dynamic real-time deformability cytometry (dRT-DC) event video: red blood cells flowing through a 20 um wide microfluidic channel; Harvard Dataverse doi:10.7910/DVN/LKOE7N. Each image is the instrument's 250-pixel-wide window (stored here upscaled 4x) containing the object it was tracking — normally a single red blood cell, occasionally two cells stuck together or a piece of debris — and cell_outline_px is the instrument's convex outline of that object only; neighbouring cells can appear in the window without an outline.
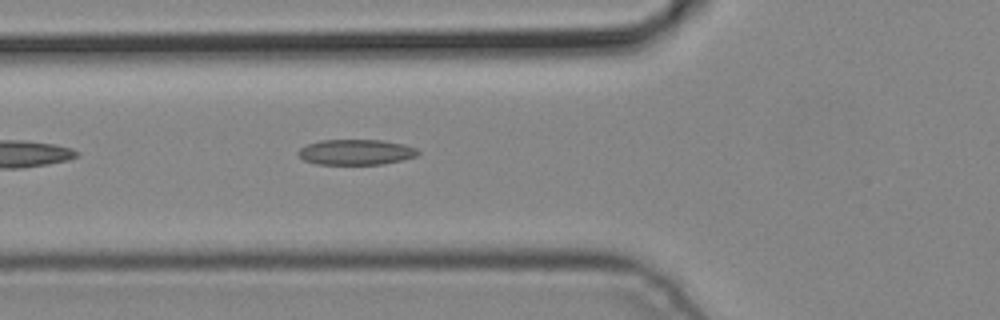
{"species": "common noctule bat (a hibernating species)", "species_latin": "Nyctalus noctula", "temperature_condition": "cold", "stored_images_in_passage": 4, "camera_frame_rate_fps": 3000, "um_per_image_px": 0.085, "animal": {"sex": "male", "body_mass_g": 19.2, "forearm_length_mm": 51.8}, "frame": {"image": 1, "passage_image": 4, "time_ms": 1.0, "image_size_px": [1000, 320], "cell_outline_px": [[420, 152], [416, 156], [384, 164], [316, 164], [304, 160], [296, 152], [300, 148], [308, 144], [320, 140], [384, 140], [404, 144], [416, 148]], "centroid_in_image_um": [30.25, 12.92], "position_along_channel_um": 95.5, "area_um2": 17.74}}